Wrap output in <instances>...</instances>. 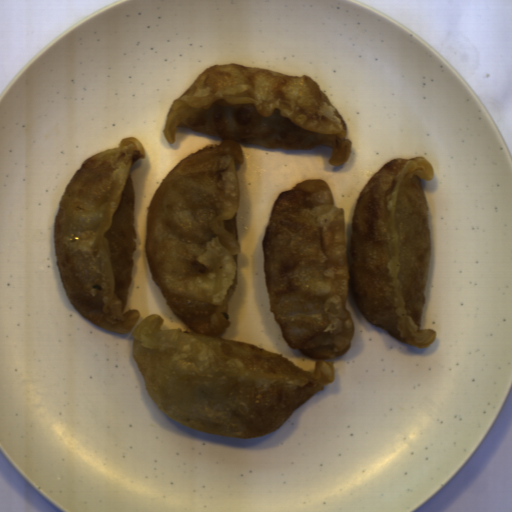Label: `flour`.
Segmentation results:
<instances>
[{"label": "flour", "instance_id": "flour-1", "mask_svg": "<svg viewBox=\"0 0 512 512\" xmlns=\"http://www.w3.org/2000/svg\"><path fill=\"white\" fill-rule=\"evenodd\" d=\"M177 127L223 139L187 155L164 178L147 210L150 272L177 318L190 329H161L150 314L131 335L132 355L154 403L171 420L201 432L258 438L336 380L330 358L354 334L349 294L372 325L405 345L433 346L422 329L431 264L430 214L421 180L434 178L423 157L394 158L361 189L351 221L322 179L277 195L263 240L270 311L288 347L316 359L314 371L281 354L219 337L231 324L236 293L239 143L332 149L341 166L351 152L344 117L317 82L266 68L211 64L172 103L163 134Z\"/></svg>", "mask_w": 512, "mask_h": 512}, {"label": "flour", "instance_id": "flour-2", "mask_svg": "<svg viewBox=\"0 0 512 512\" xmlns=\"http://www.w3.org/2000/svg\"><path fill=\"white\" fill-rule=\"evenodd\" d=\"M146 154L134 136L95 152L74 172L53 220L57 271L69 303L108 331H133L126 307L138 233L130 170Z\"/></svg>", "mask_w": 512, "mask_h": 512}]
</instances>
